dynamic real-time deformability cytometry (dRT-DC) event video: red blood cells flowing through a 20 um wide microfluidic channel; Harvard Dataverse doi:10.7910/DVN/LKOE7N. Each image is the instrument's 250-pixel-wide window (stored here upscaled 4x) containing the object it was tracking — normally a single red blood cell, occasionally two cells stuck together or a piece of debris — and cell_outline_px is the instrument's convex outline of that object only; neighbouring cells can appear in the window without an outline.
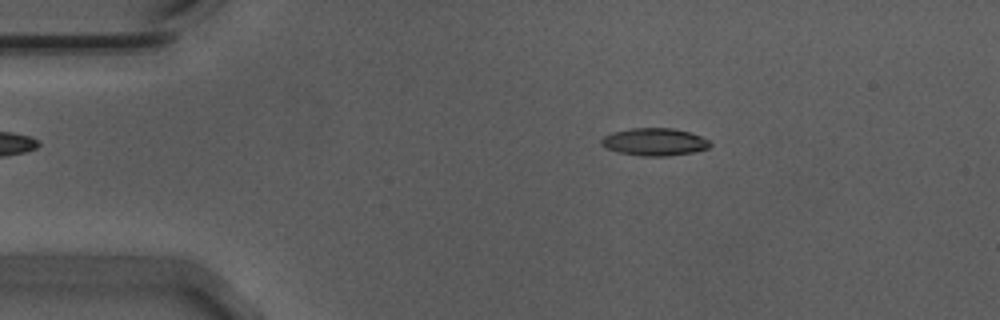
{"species": "Egyptian fruit bat (a non-hibernating species)", "species_latin": "Rousettus aegyptiacus", "temperature_condition": "warm", "stored_images_in_passage": 49, "camera_frame_rate_fps": 3000, "um_per_image_px": 0.085, "animal": {"sex": "male"}, "frame": {"image": 1, "passage_image": 10, "time_ms": 3.0, "image_size_px": [1000, 320], "cell_outline_px": [[712, 144], [708, 148], [696, 152], [668, 156], [640, 156], [620, 152], [608, 148], [600, 144], [600, 140], [604, 136], [616, 132], [632, 128], [672, 128], [688, 132], [700, 136], [708, 140]], "centroid_in_image_um": [55.66, 12.07], "position_along_channel_um": 29.3, "area_um2": 17.28}}
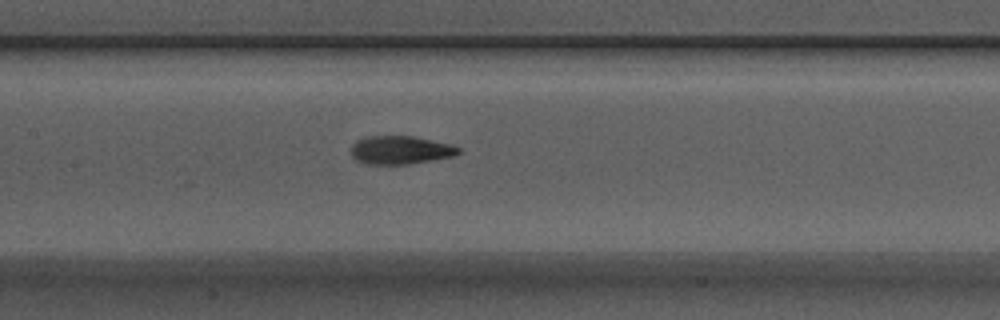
{"frame": {"image": 2, "passage_image": 26, "time_ms": 8.333, "image_size_px": [1000, 320], "cell_outline_px": [[460, 152], [452, 156], [432, 160], [408, 164], [364, 164], [356, 160], [352, 156], [352, 144], [356, 140], [364, 136], [412, 136], [452, 144], [460, 148]], "centroid_in_image_um": [34.01, 12.75], "position_along_channel_um": 173.4, "area_um2": 17.74}}
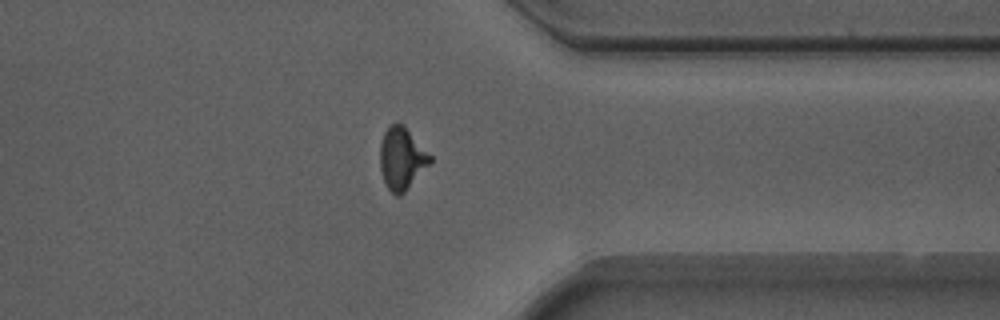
{"frame": {"image": 3, "passage_image": 43, "time_ms": 14.0, "image_size_px": [1000, 320], "cell_outline_px": [[432, 160], [404, 192], [400, 196], [396, 196], [388, 188], [384, 180], [380, 168], [380, 144], [384, 132], [388, 124], [396, 120], [404, 124], [432, 156]], "centroid_in_image_um": [34.13, 13.4], "position_along_channel_um": 377.3, "area_um2": 18.21}, "authors_computed_cell_mechanics": {"area_um2": 17.5134, "velocity_mm_per_s": 3.7249, "shape_relaxation_time_tau1_ms": 5.1269, "shape_relaxation_time_tau2_ms": 2.2919, "deformation_change_tau1": 0.2167, "deformation_change_tau2": 0.0877}}